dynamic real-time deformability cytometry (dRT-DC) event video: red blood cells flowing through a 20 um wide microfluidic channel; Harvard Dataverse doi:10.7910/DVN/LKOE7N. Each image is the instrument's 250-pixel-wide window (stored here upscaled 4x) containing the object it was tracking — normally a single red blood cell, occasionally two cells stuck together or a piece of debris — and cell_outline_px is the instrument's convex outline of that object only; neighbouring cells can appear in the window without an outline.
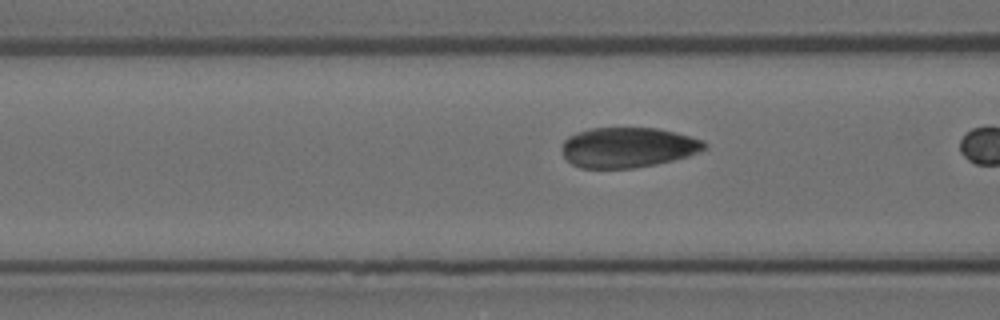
{"species": "Egyptian fruit bat (a non-hibernating species)", "species_latin": "Rousettus aegyptiacus", "temperature_condition": "room temperature", "stored_images_in_passage": 5, "camera_frame_rate_fps": 3000, "um_per_image_px": 0.085, "animal": {"sex": "female"}, "frame": {"image": 1, "passage_image": 4, "time_ms": 1.0, "image_size_px": [1000, 320], "cell_outline_px": [[708, 148], [688, 156], [656, 164], [636, 168], [580, 168], [572, 164], [564, 156], [564, 140], [568, 136], [576, 132], [592, 128], [656, 128], [676, 132], [704, 140], [708, 144]], "centroid_in_image_um": [53.41, 12.53], "position_along_channel_um": 113.2, "area_um2": 33.41}}